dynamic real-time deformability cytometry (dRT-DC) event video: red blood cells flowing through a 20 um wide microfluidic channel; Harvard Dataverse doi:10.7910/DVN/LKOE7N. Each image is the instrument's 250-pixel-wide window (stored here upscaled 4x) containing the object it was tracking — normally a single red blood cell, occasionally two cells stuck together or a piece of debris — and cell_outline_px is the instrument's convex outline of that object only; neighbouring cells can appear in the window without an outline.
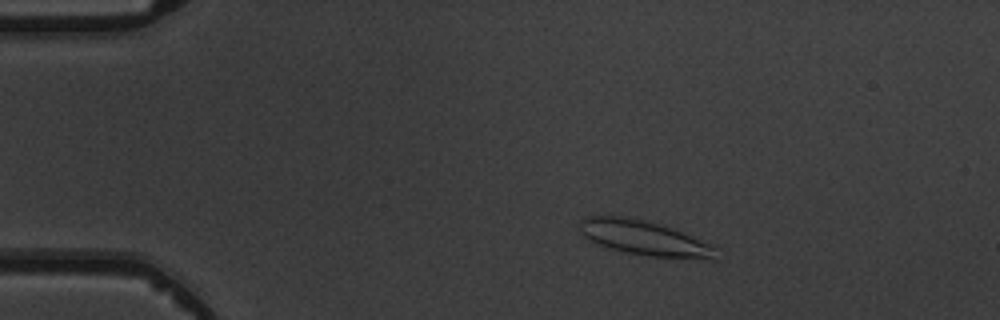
{"species": "common noctule bat (a hibernating species)", "species_latin": "Nyctalus noctula", "temperature_condition": "warm", "stored_images_in_passage": 7, "camera_frame_rate_fps": 3000, "um_per_image_px": 0.085, "animal": {"sex": "male", "body_mass_g": 19.5, "forearm_length_mm": 54.6}, "frame": {"image": 1, "passage_image": 1, "time_ms": 0.0, "image_size_px": [1000, 320], "cell_outline_px": [[720, 260], [712, 260], [648, 256], [624, 252], [608, 248], [596, 244], [588, 240], [580, 232], [580, 220], [584, 216], [628, 216], [676, 228], [712, 244], [720, 248]], "centroid_in_image_um": [54.88, 20.25], "position_along_channel_um": 30.1, "area_um2": 28.67}}
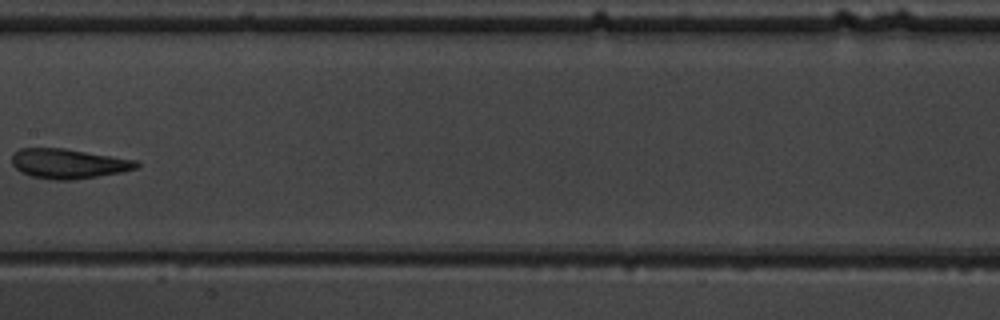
{"frame": {"image": 2, "passage_image": 6, "time_ms": 6.0, "image_size_px": [1000, 320], "cell_outline_px": [[140, 164], [136, 168], [120, 172], [72, 180], [52, 180], [32, 176], [20, 172], [12, 164], [12, 152], [20, 148], [64, 148], [136, 160]], "centroid_in_image_um": [5.76, 13.9], "position_along_channel_um": 201.6, "area_um2": 21.5}}
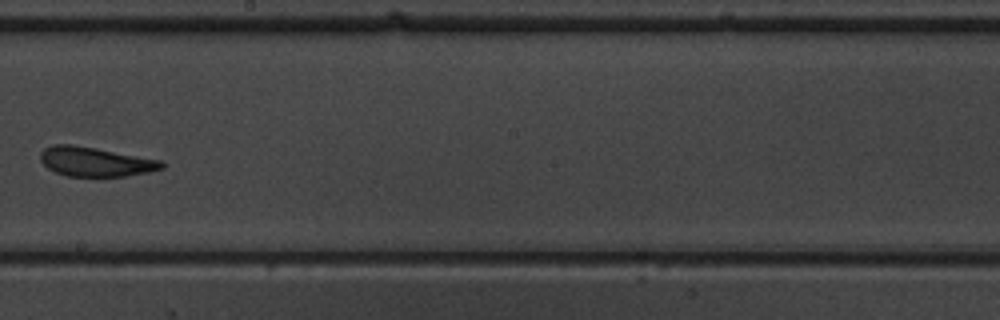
{"frame": {"image": 3, "passage_image": 7, "time_ms": 7.0, "image_size_px": [1000, 320], "cell_outline_px": [[164, 168], [148, 172], [124, 176], [68, 176], [56, 172], [48, 168], [40, 160], [40, 152], [44, 148], [52, 144], [72, 144], [96, 148], [160, 160], [164, 164]], "centroid_in_image_um": [8.07, 13.74], "position_along_channel_um": 240.1, "area_um2": 20.63}}